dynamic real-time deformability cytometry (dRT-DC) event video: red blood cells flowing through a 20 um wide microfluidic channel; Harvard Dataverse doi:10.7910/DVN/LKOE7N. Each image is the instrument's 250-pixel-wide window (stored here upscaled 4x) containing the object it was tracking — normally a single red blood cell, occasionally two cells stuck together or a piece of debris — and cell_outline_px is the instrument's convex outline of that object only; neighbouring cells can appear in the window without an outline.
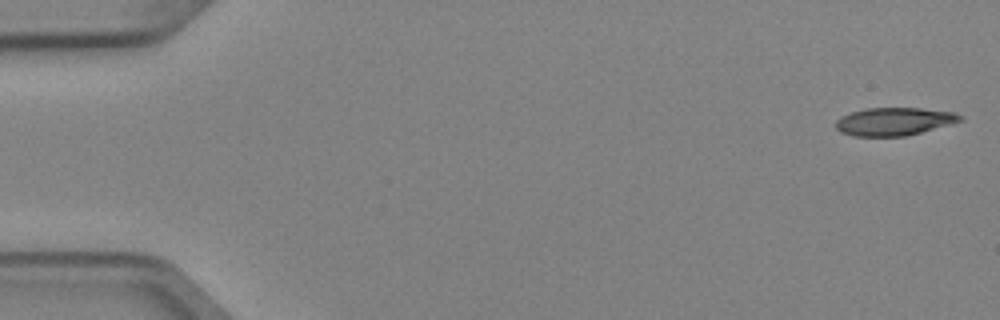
{"species": "Egyptian fruit bat (a non-hibernating species)", "species_latin": "Rousettus aegyptiacus", "temperature_condition": "cold", "stored_images_in_passage": 4, "camera_frame_rate_fps": 3000, "um_per_image_px": 0.085, "animal": {"sex": "female"}, "frame": {"image": 1, "passage_image": 1, "time_ms": 0.0, "image_size_px": [1000, 320], "cell_outline_px": [[964, 120], [920, 132], [904, 136], [852, 136], [840, 132], [836, 128], [836, 120], [840, 116], [852, 112], [868, 108], [920, 108], [956, 112], [964, 116]], "centroid_in_image_um": [76.0, 10.32], "position_along_channel_um": 9.0, "area_um2": 20.23}}
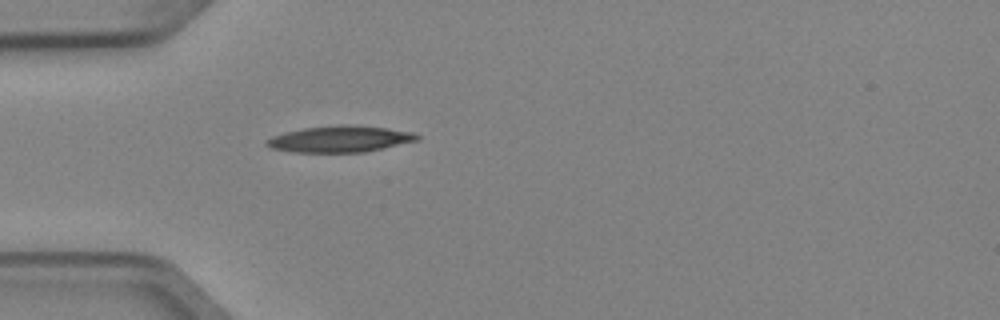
{"frame": {"image": 2, "passage_image": 4, "time_ms": 1.0, "image_size_px": [1000, 320], "cell_outline_px": [[420, 140], [364, 152], [292, 152], [272, 148], [264, 144], [272, 136], [284, 132], [304, 128], [340, 124], [388, 128], [412, 132], [420, 136]], "centroid_in_image_um": [28.9, 11.81], "position_along_channel_um": 56.1, "area_um2": 23.0}}